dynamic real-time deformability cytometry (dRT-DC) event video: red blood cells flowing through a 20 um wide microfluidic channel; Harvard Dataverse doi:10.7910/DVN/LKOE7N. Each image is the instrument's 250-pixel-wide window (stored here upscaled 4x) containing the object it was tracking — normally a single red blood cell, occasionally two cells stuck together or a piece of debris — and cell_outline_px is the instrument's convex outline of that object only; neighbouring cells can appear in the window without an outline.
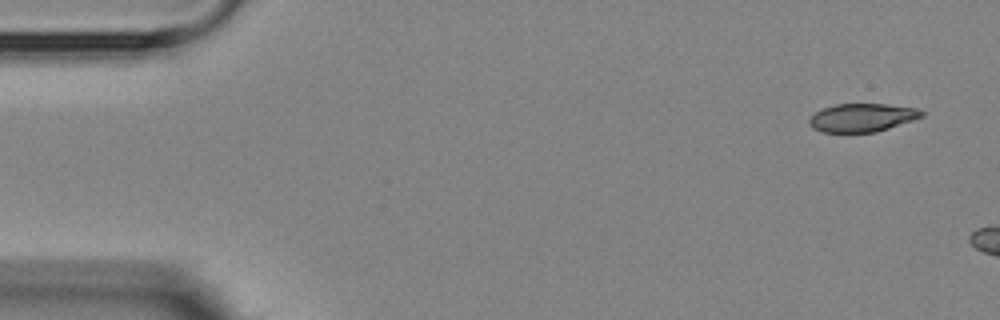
{"species": "Egyptian fruit bat (a non-hibernating species)", "species_latin": "Rousettus aegyptiacus", "temperature_condition": "room temperature", "stored_images_in_passage": 3, "camera_frame_rate_fps": 3000, "um_per_image_px": 0.085, "animal": {"sex": "female"}, "frame": {"image": 1, "passage_image": 1, "time_ms": 0.0, "image_size_px": [1000, 320], "cell_outline_px": [[924, 116], [876, 132], [824, 132], [812, 128], [808, 124], [808, 120], [816, 112], [824, 108], [836, 104], [884, 104], [916, 108], [924, 112]], "centroid_in_image_um": [73.26, 10.0], "position_along_channel_um": 11.7, "area_um2": 18.32}}